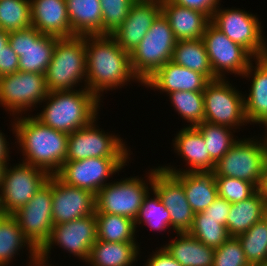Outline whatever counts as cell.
<instances>
[{"label": "cell", "mask_w": 267, "mask_h": 266, "mask_svg": "<svg viewBox=\"0 0 267 266\" xmlns=\"http://www.w3.org/2000/svg\"><path fill=\"white\" fill-rule=\"evenodd\" d=\"M86 88L101 100V93L125 86L134 74L130 54L111 35L85 36Z\"/></svg>", "instance_id": "cell-1"}, {"label": "cell", "mask_w": 267, "mask_h": 266, "mask_svg": "<svg viewBox=\"0 0 267 266\" xmlns=\"http://www.w3.org/2000/svg\"><path fill=\"white\" fill-rule=\"evenodd\" d=\"M13 123L12 130L24 156L22 161L56 175L66 160L68 134L46 126L30 115H20Z\"/></svg>", "instance_id": "cell-2"}, {"label": "cell", "mask_w": 267, "mask_h": 266, "mask_svg": "<svg viewBox=\"0 0 267 266\" xmlns=\"http://www.w3.org/2000/svg\"><path fill=\"white\" fill-rule=\"evenodd\" d=\"M43 102L46 106H42L43 111L34 117L42 124L67 134L89 125L98 118V108L101 104L87 88L49 92Z\"/></svg>", "instance_id": "cell-3"}, {"label": "cell", "mask_w": 267, "mask_h": 266, "mask_svg": "<svg viewBox=\"0 0 267 266\" xmlns=\"http://www.w3.org/2000/svg\"><path fill=\"white\" fill-rule=\"evenodd\" d=\"M49 92L72 91L82 80L86 88L85 36L56 37L51 62L45 73Z\"/></svg>", "instance_id": "cell-4"}, {"label": "cell", "mask_w": 267, "mask_h": 266, "mask_svg": "<svg viewBox=\"0 0 267 266\" xmlns=\"http://www.w3.org/2000/svg\"><path fill=\"white\" fill-rule=\"evenodd\" d=\"M176 43L169 22L161 12L142 41L130 53L132 70L142 83L172 59Z\"/></svg>", "instance_id": "cell-5"}, {"label": "cell", "mask_w": 267, "mask_h": 266, "mask_svg": "<svg viewBox=\"0 0 267 266\" xmlns=\"http://www.w3.org/2000/svg\"><path fill=\"white\" fill-rule=\"evenodd\" d=\"M267 161L261 141L254 138L237 139L231 149L215 164V177H232L262 188Z\"/></svg>", "instance_id": "cell-6"}, {"label": "cell", "mask_w": 267, "mask_h": 266, "mask_svg": "<svg viewBox=\"0 0 267 266\" xmlns=\"http://www.w3.org/2000/svg\"><path fill=\"white\" fill-rule=\"evenodd\" d=\"M148 175L147 181L138 176H131L109 182L96 194L95 214H115L135 220L144 197L149 192L148 187H152L153 169Z\"/></svg>", "instance_id": "cell-7"}, {"label": "cell", "mask_w": 267, "mask_h": 266, "mask_svg": "<svg viewBox=\"0 0 267 266\" xmlns=\"http://www.w3.org/2000/svg\"><path fill=\"white\" fill-rule=\"evenodd\" d=\"M203 96L206 122L232 129L248 123L245 115V97L232 87L228 80H211L206 85Z\"/></svg>", "instance_id": "cell-8"}, {"label": "cell", "mask_w": 267, "mask_h": 266, "mask_svg": "<svg viewBox=\"0 0 267 266\" xmlns=\"http://www.w3.org/2000/svg\"><path fill=\"white\" fill-rule=\"evenodd\" d=\"M256 15L240 8H217L211 23L230 40L248 50L255 58L267 56V40L262 36L261 22Z\"/></svg>", "instance_id": "cell-9"}, {"label": "cell", "mask_w": 267, "mask_h": 266, "mask_svg": "<svg viewBox=\"0 0 267 266\" xmlns=\"http://www.w3.org/2000/svg\"><path fill=\"white\" fill-rule=\"evenodd\" d=\"M96 120L97 118L89 125L68 134L65 161H78L92 157L130 158L131 152L126 148L125 142L117 135L105 133L99 127L97 128Z\"/></svg>", "instance_id": "cell-10"}, {"label": "cell", "mask_w": 267, "mask_h": 266, "mask_svg": "<svg viewBox=\"0 0 267 266\" xmlns=\"http://www.w3.org/2000/svg\"><path fill=\"white\" fill-rule=\"evenodd\" d=\"M48 93L45 74L17 71L0 77V106L10 115L25 114L43 103Z\"/></svg>", "instance_id": "cell-11"}, {"label": "cell", "mask_w": 267, "mask_h": 266, "mask_svg": "<svg viewBox=\"0 0 267 266\" xmlns=\"http://www.w3.org/2000/svg\"><path fill=\"white\" fill-rule=\"evenodd\" d=\"M6 165L0 185L2 205L6 214H13L26 205L34 194L47 182L50 175L33 165L19 162Z\"/></svg>", "instance_id": "cell-12"}, {"label": "cell", "mask_w": 267, "mask_h": 266, "mask_svg": "<svg viewBox=\"0 0 267 266\" xmlns=\"http://www.w3.org/2000/svg\"><path fill=\"white\" fill-rule=\"evenodd\" d=\"M202 40L211 69L217 79H225L226 72L242 76L255 58L244 47L230 40L211 22L207 25Z\"/></svg>", "instance_id": "cell-13"}, {"label": "cell", "mask_w": 267, "mask_h": 266, "mask_svg": "<svg viewBox=\"0 0 267 266\" xmlns=\"http://www.w3.org/2000/svg\"><path fill=\"white\" fill-rule=\"evenodd\" d=\"M52 175L33 198L12 215L30 243L39 250L49 239L52 218Z\"/></svg>", "instance_id": "cell-14"}, {"label": "cell", "mask_w": 267, "mask_h": 266, "mask_svg": "<svg viewBox=\"0 0 267 266\" xmlns=\"http://www.w3.org/2000/svg\"><path fill=\"white\" fill-rule=\"evenodd\" d=\"M97 240V221L95 213L90 216L74 219L69 222L54 225L49 239L38 250V253L48 259L52 246L59 245L70 254L86 262L92 245Z\"/></svg>", "instance_id": "cell-15"}, {"label": "cell", "mask_w": 267, "mask_h": 266, "mask_svg": "<svg viewBox=\"0 0 267 266\" xmlns=\"http://www.w3.org/2000/svg\"><path fill=\"white\" fill-rule=\"evenodd\" d=\"M129 158L92 157L78 161H65L56 174L68 185L98 193L109 177L118 173L127 164Z\"/></svg>", "instance_id": "cell-16"}, {"label": "cell", "mask_w": 267, "mask_h": 266, "mask_svg": "<svg viewBox=\"0 0 267 266\" xmlns=\"http://www.w3.org/2000/svg\"><path fill=\"white\" fill-rule=\"evenodd\" d=\"M9 45L19 57L20 72L45 74L56 45V37L42 34L33 26L11 31Z\"/></svg>", "instance_id": "cell-17"}, {"label": "cell", "mask_w": 267, "mask_h": 266, "mask_svg": "<svg viewBox=\"0 0 267 266\" xmlns=\"http://www.w3.org/2000/svg\"><path fill=\"white\" fill-rule=\"evenodd\" d=\"M170 213V226L176 233L188 232L194 221V212L187 201L182 182L171 173L153 168L152 187Z\"/></svg>", "instance_id": "cell-18"}, {"label": "cell", "mask_w": 267, "mask_h": 266, "mask_svg": "<svg viewBox=\"0 0 267 266\" xmlns=\"http://www.w3.org/2000/svg\"><path fill=\"white\" fill-rule=\"evenodd\" d=\"M52 218L54 225L93 215L96 195L87 189L71 186L52 175Z\"/></svg>", "instance_id": "cell-19"}, {"label": "cell", "mask_w": 267, "mask_h": 266, "mask_svg": "<svg viewBox=\"0 0 267 266\" xmlns=\"http://www.w3.org/2000/svg\"><path fill=\"white\" fill-rule=\"evenodd\" d=\"M160 13L161 0H136L130 7L128 17L111 36L130 54Z\"/></svg>", "instance_id": "cell-20"}, {"label": "cell", "mask_w": 267, "mask_h": 266, "mask_svg": "<svg viewBox=\"0 0 267 266\" xmlns=\"http://www.w3.org/2000/svg\"><path fill=\"white\" fill-rule=\"evenodd\" d=\"M173 147L177 154L183 160L187 161L186 165L190 168L184 170L176 169L172 166H161L160 168L168 173H182V172H213L215 168V162L210 158L207 151L206 143L199 130L193 126H186L181 129L175 139L173 140Z\"/></svg>", "instance_id": "cell-21"}, {"label": "cell", "mask_w": 267, "mask_h": 266, "mask_svg": "<svg viewBox=\"0 0 267 266\" xmlns=\"http://www.w3.org/2000/svg\"><path fill=\"white\" fill-rule=\"evenodd\" d=\"M209 82L210 80L204 74L170 60L148 78L143 85L169 94L174 91L203 92Z\"/></svg>", "instance_id": "cell-22"}, {"label": "cell", "mask_w": 267, "mask_h": 266, "mask_svg": "<svg viewBox=\"0 0 267 266\" xmlns=\"http://www.w3.org/2000/svg\"><path fill=\"white\" fill-rule=\"evenodd\" d=\"M31 23L42 34L74 37L65 0H31Z\"/></svg>", "instance_id": "cell-23"}, {"label": "cell", "mask_w": 267, "mask_h": 266, "mask_svg": "<svg viewBox=\"0 0 267 266\" xmlns=\"http://www.w3.org/2000/svg\"><path fill=\"white\" fill-rule=\"evenodd\" d=\"M161 12L167 18L177 41L202 38L211 22L201 11L177 5L170 0H161Z\"/></svg>", "instance_id": "cell-24"}, {"label": "cell", "mask_w": 267, "mask_h": 266, "mask_svg": "<svg viewBox=\"0 0 267 266\" xmlns=\"http://www.w3.org/2000/svg\"><path fill=\"white\" fill-rule=\"evenodd\" d=\"M253 62L242 75L243 78H252L249 94H245L244 105L248 124H259L267 118V56L254 58Z\"/></svg>", "instance_id": "cell-25"}, {"label": "cell", "mask_w": 267, "mask_h": 266, "mask_svg": "<svg viewBox=\"0 0 267 266\" xmlns=\"http://www.w3.org/2000/svg\"><path fill=\"white\" fill-rule=\"evenodd\" d=\"M267 215V203L261 189H258L246 200L231 204L226 220V228L230 237L248 231L252 225Z\"/></svg>", "instance_id": "cell-26"}, {"label": "cell", "mask_w": 267, "mask_h": 266, "mask_svg": "<svg viewBox=\"0 0 267 266\" xmlns=\"http://www.w3.org/2000/svg\"><path fill=\"white\" fill-rule=\"evenodd\" d=\"M174 175L182 182L187 201L194 213L204 211L218 197L213 172H182Z\"/></svg>", "instance_id": "cell-27"}, {"label": "cell", "mask_w": 267, "mask_h": 266, "mask_svg": "<svg viewBox=\"0 0 267 266\" xmlns=\"http://www.w3.org/2000/svg\"><path fill=\"white\" fill-rule=\"evenodd\" d=\"M178 238L163 247L182 266H213L215 249L206 246L188 232L177 233Z\"/></svg>", "instance_id": "cell-28"}, {"label": "cell", "mask_w": 267, "mask_h": 266, "mask_svg": "<svg viewBox=\"0 0 267 266\" xmlns=\"http://www.w3.org/2000/svg\"><path fill=\"white\" fill-rule=\"evenodd\" d=\"M74 36L102 35L100 0H65Z\"/></svg>", "instance_id": "cell-29"}, {"label": "cell", "mask_w": 267, "mask_h": 266, "mask_svg": "<svg viewBox=\"0 0 267 266\" xmlns=\"http://www.w3.org/2000/svg\"><path fill=\"white\" fill-rule=\"evenodd\" d=\"M138 242L111 243L96 240L86 264L89 266H133L140 249Z\"/></svg>", "instance_id": "cell-30"}, {"label": "cell", "mask_w": 267, "mask_h": 266, "mask_svg": "<svg viewBox=\"0 0 267 266\" xmlns=\"http://www.w3.org/2000/svg\"><path fill=\"white\" fill-rule=\"evenodd\" d=\"M27 246L29 258L34 257L38 250L24 236L16 218L6 214L0 218V266H8L18 252ZM29 248V249H28Z\"/></svg>", "instance_id": "cell-31"}, {"label": "cell", "mask_w": 267, "mask_h": 266, "mask_svg": "<svg viewBox=\"0 0 267 266\" xmlns=\"http://www.w3.org/2000/svg\"><path fill=\"white\" fill-rule=\"evenodd\" d=\"M174 63L204 74L210 81L216 80L202 38L177 41L173 50Z\"/></svg>", "instance_id": "cell-32"}, {"label": "cell", "mask_w": 267, "mask_h": 266, "mask_svg": "<svg viewBox=\"0 0 267 266\" xmlns=\"http://www.w3.org/2000/svg\"><path fill=\"white\" fill-rule=\"evenodd\" d=\"M97 221V240L117 243L136 242L135 222L115 214H95Z\"/></svg>", "instance_id": "cell-33"}, {"label": "cell", "mask_w": 267, "mask_h": 266, "mask_svg": "<svg viewBox=\"0 0 267 266\" xmlns=\"http://www.w3.org/2000/svg\"><path fill=\"white\" fill-rule=\"evenodd\" d=\"M237 238L250 266L267 263V215Z\"/></svg>", "instance_id": "cell-34"}, {"label": "cell", "mask_w": 267, "mask_h": 266, "mask_svg": "<svg viewBox=\"0 0 267 266\" xmlns=\"http://www.w3.org/2000/svg\"><path fill=\"white\" fill-rule=\"evenodd\" d=\"M195 127L203 136L210 158L215 163H217L237 141V138H234L232 133V131L235 132V130L232 128L212 124L206 121Z\"/></svg>", "instance_id": "cell-35"}, {"label": "cell", "mask_w": 267, "mask_h": 266, "mask_svg": "<svg viewBox=\"0 0 267 266\" xmlns=\"http://www.w3.org/2000/svg\"><path fill=\"white\" fill-rule=\"evenodd\" d=\"M174 110L190 127L205 121L203 92L174 91L168 94Z\"/></svg>", "instance_id": "cell-36"}, {"label": "cell", "mask_w": 267, "mask_h": 266, "mask_svg": "<svg viewBox=\"0 0 267 266\" xmlns=\"http://www.w3.org/2000/svg\"><path fill=\"white\" fill-rule=\"evenodd\" d=\"M31 26V0H0V29L11 32Z\"/></svg>", "instance_id": "cell-37"}, {"label": "cell", "mask_w": 267, "mask_h": 266, "mask_svg": "<svg viewBox=\"0 0 267 266\" xmlns=\"http://www.w3.org/2000/svg\"><path fill=\"white\" fill-rule=\"evenodd\" d=\"M153 192V198H150V193L144 197L143 203L141 204L138 216L134 220L135 228L137 225L142 224L143 222L150 227L151 230L166 231L170 228V213L166 209L165 205L161 202L158 194Z\"/></svg>", "instance_id": "cell-38"}, {"label": "cell", "mask_w": 267, "mask_h": 266, "mask_svg": "<svg viewBox=\"0 0 267 266\" xmlns=\"http://www.w3.org/2000/svg\"><path fill=\"white\" fill-rule=\"evenodd\" d=\"M188 233L214 249L230 238L225 225L219 224L217 219L205 217L202 212L194 214L193 225Z\"/></svg>", "instance_id": "cell-39"}, {"label": "cell", "mask_w": 267, "mask_h": 266, "mask_svg": "<svg viewBox=\"0 0 267 266\" xmlns=\"http://www.w3.org/2000/svg\"><path fill=\"white\" fill-rule=\"evenodd\" d=\"M136 0H100L102 10V35L113 34L128 17Z\"/></svg>", "instance_id": "cell-40"}, {"label": "cell", "mask_w": 267, "mask_h": 266, "mask_svg": "<svg viewBox=\"0 0 267 266\" xmlns=\"http://www.w3.org/2000/svg\"><path fill=\"white\" fill-rule=\"evenodd\" d=\"M218 196L230 202L231 204L248 199L258 189L250 182L232 178L215 177Z\"/></svg>", "instance_id": "cell-41"}, {"label": "cell", "mask_w": 267, "mask_h": 266, "mask_svg": "<svg viewBox=\"0 0 267 266\" xmlns=\"http://www.w3.org/2000/svg\"><path fill=\"white\" fill-rule=\"evenodd\" d=\"M213 266H250L237 237H230L215 249Z\"/></svg>", "instance_id": "cell-42"}, {"label": "cell", "mask_w": 267, "mask_h": 266, "mask_svg": "<svg viewBox=\"0 0 267 266\" xmlns=\"http://www.w3.org/2000/svg\"><path fill=\"white\" fill-rule=\"evenodd\" d=\"M19 71V57L9 43L0 53V77Z\"/></svg>", "instance_id": "cell-43"}, {"label": "cell", "mask_w": 267, "mask_h": 266, "mask_svg": "<svg viewBox=\"0 0 267 266\" xmlns=\"http://www.w3.org/2000/svg\"><path fill=\"white\" fill-rule=\"evenodd\" d=\"M231 208V203L221 197H217L214 202L204 211H202L205 217H212L217 219L219 224L226 226V220Z\"/></svg>", "instance_id": "cell-44"}, {"label": "cell", "mask_w": 267, "mask_h": 266, "mask_svg": "<svg viewBox=\"0 0 267 266\" xmlns=\"http://www.w3.org/2000/svg\"><path fill=\"white\" fill-rule=\"evenodd\" d=\"M173 3L201 11L206 14L210 19L213 16L214 11L220 7V0H170ZM219 5V6H218Z\"/></svg>", "instance_id": "cell-45"}, {"label": "cell", "mask_w": 267, "mask_h": 266, "mask_svg": "<svg viewBox=\"0 0 267 266\" xmlns=\"http://www.w3.org/2000/svg\"><path fill=\"white\" fill-rule=\"evenodd\" d=\"M144 266H182L164 247L159 248L149 256Z\"/></svg>", "instance_id": "cell-46"}, {"label": "cell", "mask_w": 267, "mask_h": 266, "mask_svg": "<svg viewBox=\"0 0 267 266\" xmlns=\"http://www.w3.org/2000/svg\"><path fill=\"white\" fill-rule=\"evenodd\" d=\"M7 143L9 142H7L5 134L4 133L2 134V132L0 131V161H10L9 159L10 147H8L9 144Z\"/></svg>", "instance_id": "cell-47"}, {"label": "cell", "mask_w": 267, "mask_h": 266, "mask_svg": "<svg viewBox=\"0 0 267 266\" xmlns=\"http://www.w3.org/2000/svg\"><path fill=\"white\" fill-rule=\"evenodd\" d=\"M29 265L28 266H51L48 263V259L41 256L39 253H37L32 259L30 258ZM48 264V265H47Z\"/></svg>", "instance_id": "cell-48"}, {"label": "cell", "mask_w": 267, "mask_h": 266, "mask_svg": "<svg viewBox=\"0 0 267 266\" xmlns=\"http://www.w3.org/2000/svg\"><path fill=\"white\" fill-rule=\"evenodd\" d=\"M259 124L264 125L266 127L265 129L267 130V118H264ZM265 133H267V131ZM264 137H265L264 139L263 138L261 139L260 137V141H261L263 151L265 153V158L267 161V134Z\"/></svg>", "instance_id": "cell-49"}, {"label": "cell", "mask_w": 267, "mask_h": 266, "mask_svg": "<svg viewBox=\"0 0 267 266\" xmlns=\"http://www.w3.org/2000/svg\"><path fill=\"white\" fill-rule=\"evenodd\" d=\"M8 34L9 32L0 29V53L3 50V47H5L9 43Z\"/></svg>", "instance_id": "cell-50"}, {"label": "cell", "mask_w": 267, "mask_h": 266, "mask_svg": "<svg viewBox=\"0 0 267 266\" xmlns=\"http://www.w3.org/2000/svg\"><path fill=\"white\" fill-rule=\"evenodd\" d=\"M264 197L266 199V203H267V168H266V172H265V176H264V180H263V184H262V188H261Z\"/></svg>", "instance_id": "cell-51"}, {"label": "cell", "mask_w": 267, "mask_h": 266, "mask_svg": "<svg viewBox=\"0 0 267 266\" xmlns=\"http://www.w3.org/2000/svg\"><path fill=\"white\" fill-rule=\"evenodd\" d=\"M7 164H8V161H0V185H1V181L3 179L4 171H5Z\"/></svg>", "instance_id": "cell-52"}, {"label": "cell", "mask_w": 267, "mask_h": 266, "mask_svg": "<svg viewBox=\"0 0 267 266\" xmlns=\"http://www.w3.org/2000/svg\"><path fill=\"white\" fill-rule=\"evenodd\" d=\"M5 215H6V213L4 212V209H3L1 193H0V218L5 216Z\"/></svg>", "instance_id": "cell-53"}, {"label": "cell", "mask_w": 267, "mask_h": 266, "mask_svg": "<svg viewBox=\"0 0 267 266\" xmlns=\"http://www.w3.org/2000/svg\"><path fill=\"white\" fill-rule=\"evenodd\" d=\"M254 266H267V263L258 264V265H254Z\"/></svg>", "instance_id": "cell-54"}]
</instances>
